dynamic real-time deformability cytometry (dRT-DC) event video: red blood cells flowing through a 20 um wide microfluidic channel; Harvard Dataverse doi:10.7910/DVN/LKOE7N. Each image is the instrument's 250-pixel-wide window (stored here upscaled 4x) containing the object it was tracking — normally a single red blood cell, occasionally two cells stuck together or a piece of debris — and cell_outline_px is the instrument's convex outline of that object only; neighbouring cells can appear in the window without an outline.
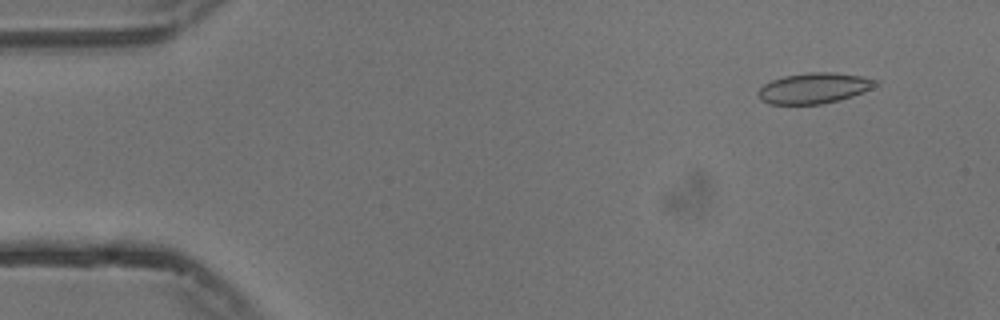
{"species": "common noctule bat (a hibernating species)", "species_latin": "Nyctalus noctula", "temperature_condition": "cold", "stored_images_in_passage": 13, "camera_frame_rate_fps": 3000, "um_per_image_px": 0.085, "animal": {"sex": "male", "body_mass_g": 13.3}, "frame": {"image": 1, "passage_image": 5, "time_ms": 1.333, "image_size_px": [1000, 320], "cell_outline_px": [[880, 84], [872, 88], [852, 96], [840, 100], [820, 104], [768, 104], [760, 100], [756, 92], [764, 84], [772, 80], [784, 76], [808, 72], [832, 72], [860, 76], [880, 80]], "centroid_in_image_um": [69.19, 7.49], "position_along_channel_um": 15.8, "area_um2": 21.1}}